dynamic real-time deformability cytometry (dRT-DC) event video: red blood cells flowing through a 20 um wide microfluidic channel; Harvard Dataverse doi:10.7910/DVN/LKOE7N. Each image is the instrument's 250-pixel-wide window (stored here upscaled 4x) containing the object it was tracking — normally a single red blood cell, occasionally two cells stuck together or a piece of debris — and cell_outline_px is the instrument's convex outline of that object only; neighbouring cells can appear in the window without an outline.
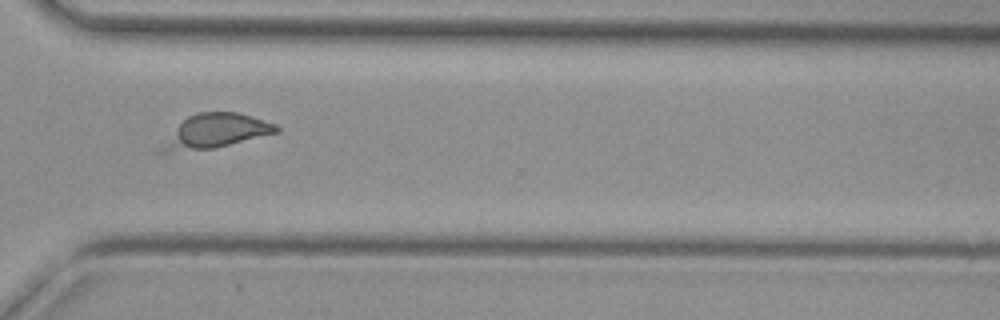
{"species": "common noctule bat (a hibernating species)", "species_latin": "Nyctalus noctula", "temperature_condition": "cold", "stored_images_in_passage": 30, "camera_frame_rate_fps": 3000, "um_per_image_px": 0.085, "animal": {"sex": "female", "body_mass_g": 29.2, "forearm_length_mm": 56.3}, "frame": {"image": 1, "passage_image": 23, "time_ms": 7.333, "image_size_px": [1000, 320], "cell_outline_px": [[280, 132], [212, 148], [160, 156], [152, 152], [188, 116], [196, 112], [236, 112], [252, 116], [276, 124], [280, 128]], "centroid_in_image_um": [18.18, 11.21], "position_along_channel_um": 352.4, "area_um2": 23.35}}
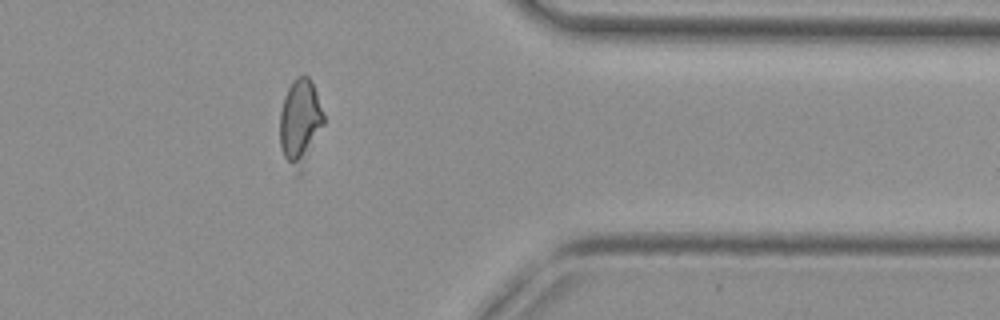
{"frame": {"image": 2, "passage_image": 27, "time_ms": 8.667, "image_size_px": [1000, 320], "cell_outline_px": [[324, 124], [300, 156], [296, 160], [288, 160], [284, 156], [280, 144], [280, 112], [284, 96], [292, 80], [300, 76], [308, 76], [316, 92], [324, 116]], "centroid_in_image_um": [25.46, 10.0], "position_along_channel_um": 385.9, "area_um2": 19.13}}